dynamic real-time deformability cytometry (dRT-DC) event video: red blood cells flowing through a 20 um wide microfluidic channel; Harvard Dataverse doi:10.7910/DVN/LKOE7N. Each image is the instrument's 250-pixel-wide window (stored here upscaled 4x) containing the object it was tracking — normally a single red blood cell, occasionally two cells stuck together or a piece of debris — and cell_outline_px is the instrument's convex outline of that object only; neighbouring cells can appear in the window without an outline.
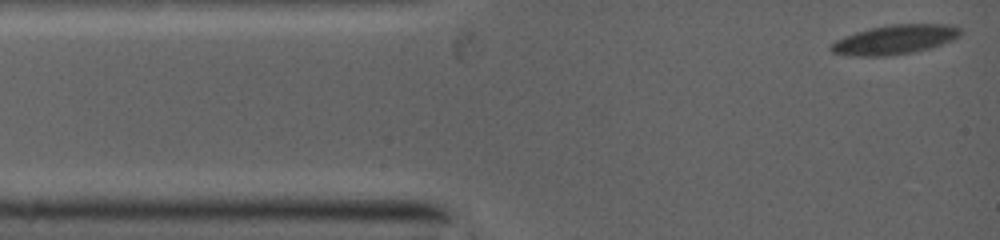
{"species": "common noctule bat (a hibernating species)", "species_latin": "Nyctalus noctula", "temperature_condition": "warm", "stored_images_in_passage": 12, "camera_frame_rate_fps": 5000, "um_per_image_px": 0.085, "animal": {"sex": "female", "body_mass_g": 19.0, "forearm_length_mm": 53.3}, "frame": {"image": 1, "passage_image": 1, "time_ms": 0.0, "image_size_px": [1000, 240], "cell_outline_px": [[960, 36], [940, 44], [928, 48], [912, 52], [880, 56], [860, 56], [832, 52], [828, 48], [836, 40], [856, 32], [872, 28], [892, 24], [944, 24], [960, 28]], "centroid_in_image_um": [76.04, 3.36], "position_along_channel_um": 9.0, "area_um2": 21.5}}
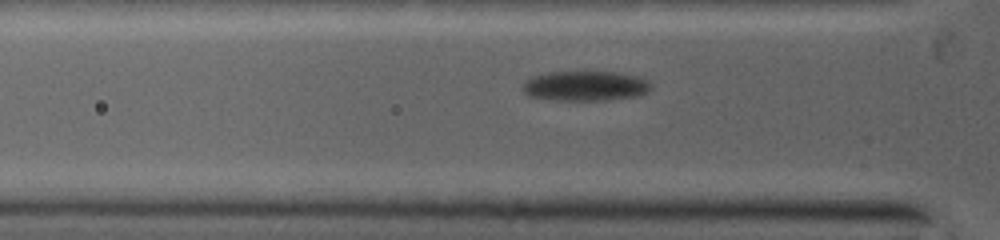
{"frame": {"image": 2, "passage_image": 9, "time_ms": 3.0, "image_size_px": [1000, 240], "cell_outline_px": [[648, 88], [644, 92], [632, 96], [588, 100], [568, 100], [528, 96], [524, 92], [524, 84], [528, 80], [536, 76], [548, 72], [612, 72], [636, 76], [644, 80], [648, 84]], "centroid_in_image_um": [49.67, 7.29], "position_along_channel_um": 76.1, "area_um2": 21.1}}
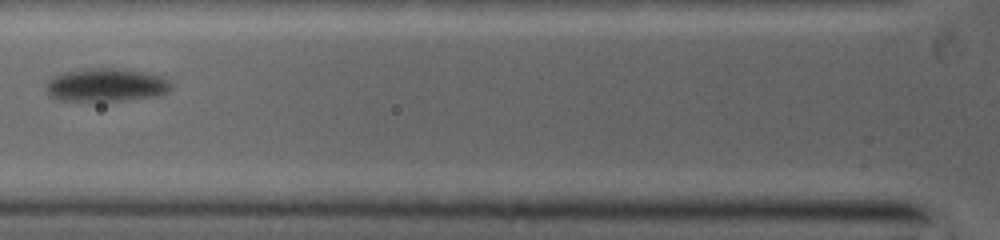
{"frame": {"image": 3, "passage_image": 11, "time_ms": 4.0, "image_size_px": [1000, 240], "cell_outline_px": [[172, 88], [168, 92], [156, 96], [108, 100], [96, 100], [52, 96], [48, 92], [48, 84], [56, 76], [76, 72], [104, 68], [112, 68], [160, 76], [168, 80], [172, 84]], "centroid_in_image_um": [9.19, 7.22], "position_along_channel_um": 116.6, "area_um2": 22.02}}